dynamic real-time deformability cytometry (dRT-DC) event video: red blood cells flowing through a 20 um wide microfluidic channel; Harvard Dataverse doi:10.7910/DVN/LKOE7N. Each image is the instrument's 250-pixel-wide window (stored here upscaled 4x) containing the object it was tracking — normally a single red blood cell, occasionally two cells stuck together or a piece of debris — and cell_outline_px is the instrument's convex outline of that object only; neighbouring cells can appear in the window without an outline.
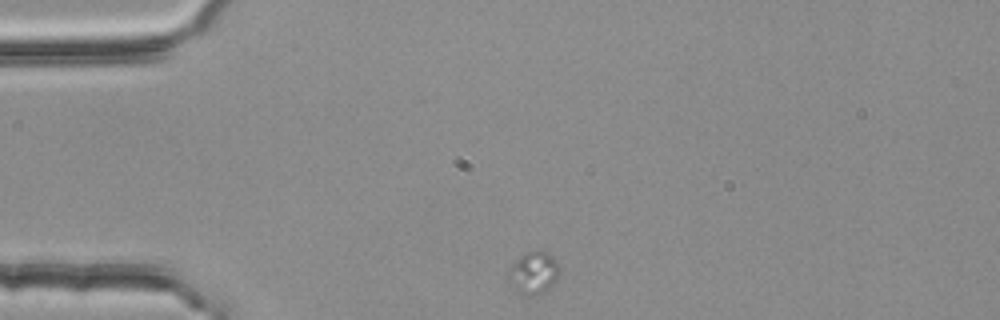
{"species": "common noctule bat (a hibernating species)", "species_latin": "Nyctalus noctula", "temperature_condition": "room temperature", "stored_images_in_passage": 8, "camera_frame_rate_fps": 3000, "um_per_image_px": 0.085, "animal": {"sex": "female", "body_mass_g": 25.1}, "frame": {"image": 1, "passage_image": 1, "time_ms": 0.0, "image_size_px": [1000, 320], "cell_outline_px": [[560, 272], [556, 284], [544, 292], [532, 296], [528, 296], [516, 292], [508, 284], [504, 272], [524, 252], [548, 252], [556, 260], [560, 268]], "centroid_in_image_um": [45.31, 23.23], "position_along_channel_um": 39.7, "area_um2": 13.24}}